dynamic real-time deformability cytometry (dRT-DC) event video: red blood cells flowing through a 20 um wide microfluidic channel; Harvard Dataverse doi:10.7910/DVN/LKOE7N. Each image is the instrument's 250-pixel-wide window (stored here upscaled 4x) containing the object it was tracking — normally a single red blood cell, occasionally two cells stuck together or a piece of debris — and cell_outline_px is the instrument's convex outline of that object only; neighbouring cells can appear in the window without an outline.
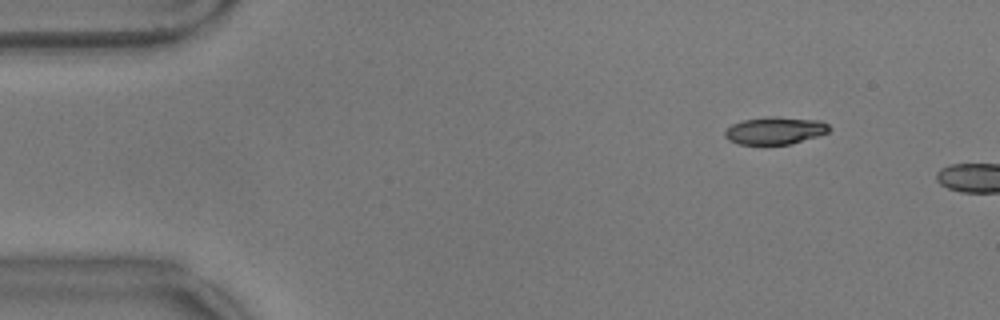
{"species": "common noctule bat (a hibernating species)", "species_latin": "Nyctalus noctula", "temperature_condition": "warm", "stored_images_in_passage": 9, "camera_frame_rate_fps": 3000, "um_per_image_px": 0.085, "animal": {"sex": "male", "body_mass_g": 17.9}, "frame": {"image": 1, "passage_image": 7, "time_ms": 2.0, "image_size_px": [1000, 320], "cell_outline_px": [[832, 128], [828, 132], [816, 136], [788, 144], [740, 144], [728, 140], [724, 136], [724, 132], [732, 124], [744, 120], [820, 120], [828, 124]], "centroid_in_image_um": [65.86, 11.16], "position_along_channel_um": 19.1, "area_um2": 15.37}}